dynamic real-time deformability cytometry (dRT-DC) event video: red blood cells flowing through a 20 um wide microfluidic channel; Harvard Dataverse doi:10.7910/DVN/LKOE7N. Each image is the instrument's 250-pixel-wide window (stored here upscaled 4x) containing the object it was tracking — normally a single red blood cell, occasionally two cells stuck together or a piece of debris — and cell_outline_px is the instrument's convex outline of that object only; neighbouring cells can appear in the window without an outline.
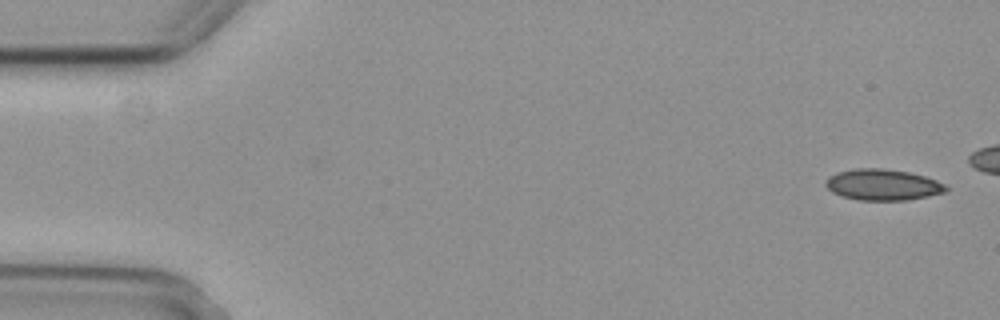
{"species": "common noctule bat (a hibernating species)", "species_latin": "Nyctalus noctula", "temperature_condition": "cold", "stored_images_in_passage": 3, "camera_frame_rate_fps": 3000, "um_per_image_px": 0.085, "animal": {"sex": "female", "body_mass_g": 29.2, "forearm_length_mm": 56.3}, "frame": {"image": 1, "passage_image": 1, "time_ms": 0.0, "image_size_px": [1000, 320], "cell_outline_px": [[948, 192], [908, 200], [860, 200], [844, 196], [832, 192], [824, 184], [828, 176], [836, 172], [852, 168], [884, 168], [908, 172], [924, 176], [936, 180], [944, 184], [948, 188]], "centroid_in_image_um": [75.03, 15.69], "position_along_channel_um": 10.0, "area_um2": 21.91}}